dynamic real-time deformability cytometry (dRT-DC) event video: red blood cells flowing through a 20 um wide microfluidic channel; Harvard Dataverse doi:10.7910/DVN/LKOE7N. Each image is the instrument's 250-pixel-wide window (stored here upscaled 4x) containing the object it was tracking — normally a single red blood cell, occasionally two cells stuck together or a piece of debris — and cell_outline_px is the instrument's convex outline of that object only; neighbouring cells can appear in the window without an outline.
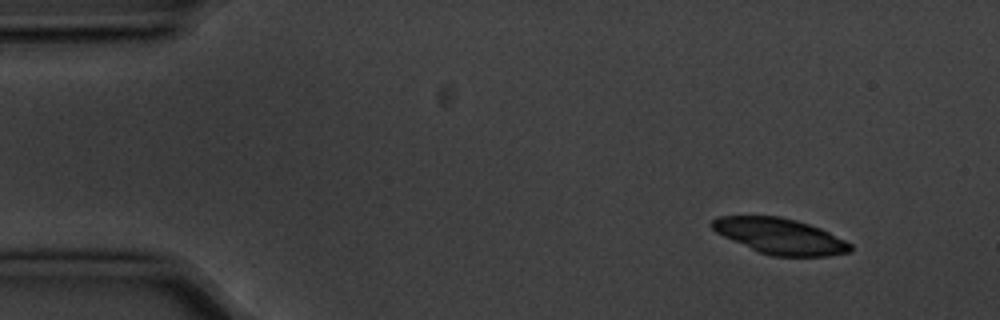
{"species": "common noctule bat (a hibernating species)", "species_latin": "Nyctalus noctula", "temperature_condition": "cold", "stored_images_in_passage": 5, "camera_frame_rate_fps": 3000, "um_per_image_px": 0.085, "animal": {"sex": "male", "body_mass_g": 20.1, "forearm_length_mm": 53.5}, "frame": {"image": 1, "passage_image": 1, "time_ms": 0.0, "image_size_px": [1000, 320], "cell_outline_px": [[852, 252], [828, 256], [772, 256], [760, 252], [732, 240], [716, 232], [708, 224], [712, 220], [720, 216], [780, 216], [796, 220], [820, 228], [852, 244]], "centroid_in_image_um": [66.31, 20.07], "position_along_channel_um": 18.7, "area_um2": 28.61}}